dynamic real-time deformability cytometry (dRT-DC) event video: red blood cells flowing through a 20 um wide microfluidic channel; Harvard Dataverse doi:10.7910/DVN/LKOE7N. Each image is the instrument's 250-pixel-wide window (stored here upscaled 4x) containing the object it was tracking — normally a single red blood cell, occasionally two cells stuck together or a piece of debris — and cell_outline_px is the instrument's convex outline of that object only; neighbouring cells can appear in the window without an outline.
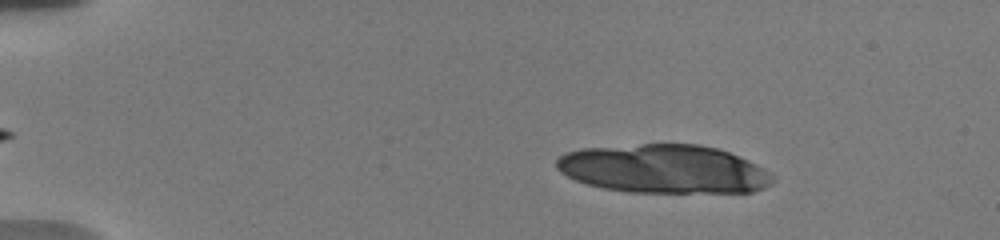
{"species": "human", "species_latin": "Homo sapiens", "temperature_condition": "warm", "stored_images_in_passage": 13, "camera_frame_rate_fps": 3000, "um_per_image_px": 0.085, "donor": {"sex": "male"}, "frame": {"image": 1, "passage_image": 3, "time_ms": 1.0, "image_size_px": [1000, 240], "cell_outline_px": [[776, 180], [772, 184], [764, 188], [752, 192], [628, 192], [604, 188], [588, 184], [576, 180], [560, 172], [556, 168], [556, 160], [564, 152], [580, 148], [644, 144], [700, 144], [716, 148], [728, 152], [748, 160], [772, 172], [776, 176]], "centroid_in_image_um": [56.45, 14.36], "position_along_channel_um": 28.5, "area_um2": 61.61}}
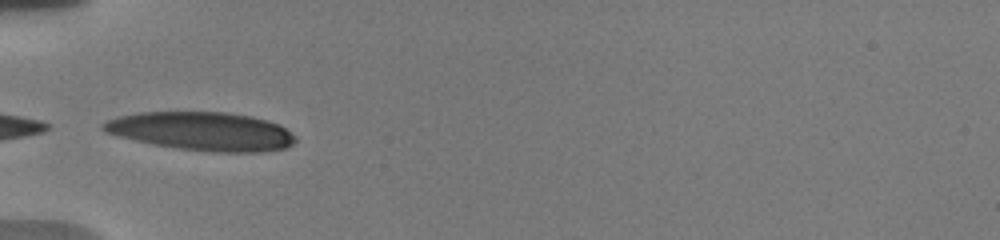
{"frame": {"image": 2, "passage_image": 9, "time_ms": 4.667, "image_size_px": [1000, 240], "cell_outline_px": [[296, 140], [288, 148], [260, 152], [216, 152], [180, 148], [152, 144], [104, 132], [100, 128], [100, 124], [108, 120], [120, 116], [140, 112], [228, 112], [252, 116], [268, 120], [280, 124], [296, 136]], "centroid_in_image_um": [17.2, 11.15], "position_along_channel_um": 67.8, "area_um2": 43.18}}
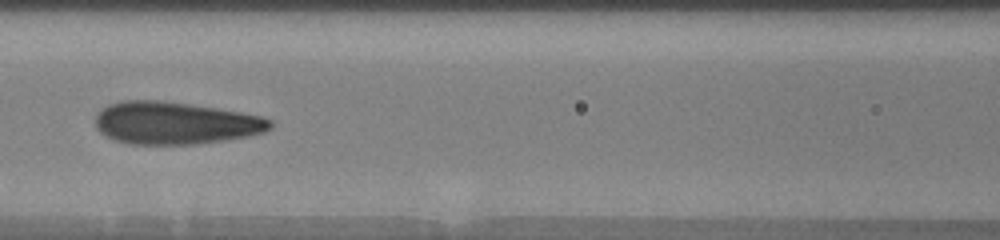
{"frame": {"image": 3, "passage_image": 12, "time_ms": 7.0, "image_size_px": [1000, 240], "cell_outline_px": [[272, 128], [264, 132], [248, 136], [224, 140], [196, 144], [128, 144], [116, 140], [100, 132], [96, 128], [96, 116], [108, 104], [124, 100], [160, 100], [216, 108], [240, 112], [260, 116], [272, 120]], "centroid_in_image_um": [14.9, 10.46], "position_along_channel_um": 151.7, "area_um2": 43.0}}